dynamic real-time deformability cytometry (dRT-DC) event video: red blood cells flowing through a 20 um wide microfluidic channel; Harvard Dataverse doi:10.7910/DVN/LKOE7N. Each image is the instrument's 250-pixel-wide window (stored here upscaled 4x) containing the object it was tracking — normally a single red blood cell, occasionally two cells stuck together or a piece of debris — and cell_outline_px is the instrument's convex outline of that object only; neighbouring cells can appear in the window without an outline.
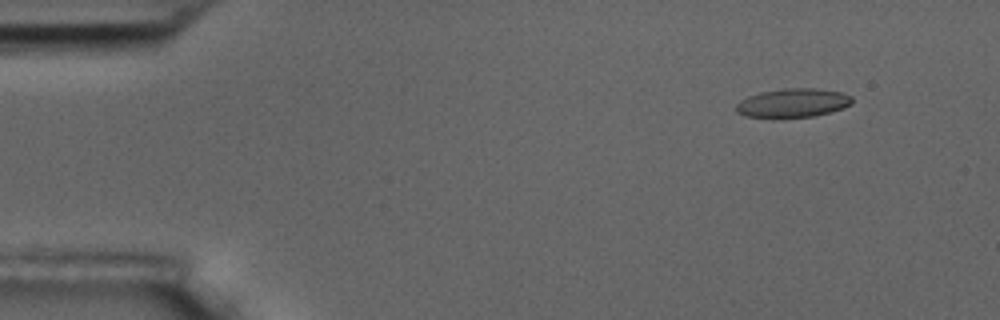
{"species": "common noctule bat (a hibernating species)", "species_latin": "Nyctalus noctula", "temperature_condition": "room temperature", "stored_images_in_passage": 5, "camera_frame_rate_fps": 3000, "um_per_image_px": 0.085, "animal": {"sex": "male", "body_mass_g": 17.5, "forearm_length_mm": 52.3}, "frame": {"image": 1, "passage_image": 2, "time_ms": 1.0, "image_size_px": [1000, 320], "cell_outline_px": [[852, 104], [844, 108], [832, 112], [816, 116], [772, 120], [744, 116], [736, 112], [736, 104], [740, 100], [748, 96], [760, 92], [784, 88], [812, 88], [840, 92], [852, 96]], "centroid_in_image_um": [67.35, 8.79], "position_along_channel_um": 17.6, "area_um2": 20.29}}
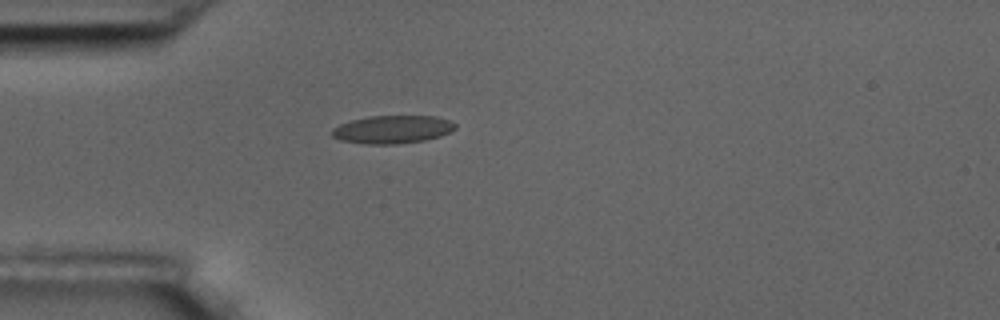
{"frame": {"image": 2, "passage_image": 4, "time_ms": 4.333, "image_size_px": [1000, 320], "cell_outline_px": [[456, 128], [452, 132], [440, 136], [424, 140], [396, 144], [368, 144], [340, 140], [332, 136], [332, 128], [340, 124], [352, 120], [368, 116], [436, 116], [448, 120], [456, 124]], "centroid_in_image_um": [33.37, 11.0], "position_along_channel_um": 51.6, "area_um2": 20.11}}